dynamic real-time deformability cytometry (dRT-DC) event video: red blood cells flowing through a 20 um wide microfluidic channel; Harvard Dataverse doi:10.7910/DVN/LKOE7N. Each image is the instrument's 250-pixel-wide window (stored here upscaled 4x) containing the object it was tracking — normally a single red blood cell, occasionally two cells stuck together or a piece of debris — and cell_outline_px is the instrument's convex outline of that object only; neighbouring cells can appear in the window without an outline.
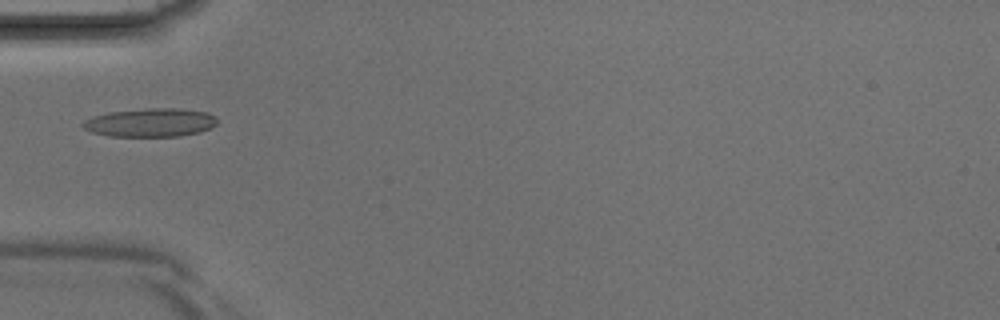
{"species": "Egyptian fruit bat (a non-hibernating species)", "species_latin": "Rousettus aegyptiacus", "temperature_condition": "room temperature", "stored_images_in_passage": 3, "camera_frame_rate_fps": 3000, "um_per_image_px": 0.085, "animal": {"sex": "male"}, "frame": {"image": 1, "passage_image": 3, "time_ms": 0.667, "image_size_px": [1000, 320], "cell_outline_px": [[216, 124], [200, 132], [180, 136], [108, 136], [92, 132], [84, 128], [80, 124], [84, 120], [92, 116], [108, 112], [148, 108], [180, 108], [208, 112], [216, 120]], "centroid_in_image_um": [12.74, 10.41], "position_along_channel_um": 72.3, "area_um2": 22.31}}